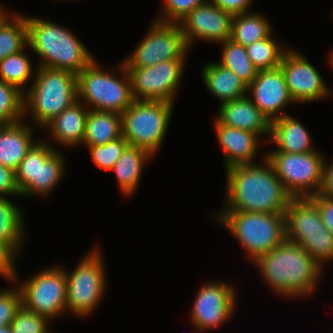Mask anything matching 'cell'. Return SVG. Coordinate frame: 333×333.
Instances as JSON below:
<instances>
[{
	"label": "cell",
	"instance_id": "23",
	"mask_svg": "<svg viewBox=\"0 0 333 333\" xmlns=\"http://www.w3.org/2000/svg\"><path fill=\"white\" fill-rule=\"evenodd\" d=\"M203 80L208 90L222 102H229L246 96L248 85L232 70L219 63H209L203 68Z\"/></svg>",
	"mask_w": 333,
	"mask_h": 333
},
{
	"label": "cell",
	"instance_id": "25",
	"mask_svg": "<svg viewBox=\"0 0 333 333\" xmlns=\"http://www.w3.org/2000/svg\"><path fill=\"white\" fill-rule=\"evenodd\" d=\"M121 136V114L89 109L83 140L88 147L103 145Z\"/></svg>",
	"mask_w": 333,
	"mask_h": 333
},
{
	"label": "cell",
	"instance_id": "32",
	"mask_svg": "<svg viewBox=\"0 0 333 333\" xmlns=\"http://www.w3.org/2000/svg\"><path fill=\"white\" fill-rule=\"evenodd\" d=\"M21 50L0 61V80L16 86L20 91L23 84L32 76V67L28 57Z\"/></svg>",
	"mask_w": 333,
	"mask_h": 333
},
{
	"label": "cell",
	"instance_id": "6",
	"mask_svg": "<svg viewBox=\"0 0 333 333\" xmlns=\"http://www.w3.org/2000/svg\"><path fill=\"white\" fill-rule=\"evenodd\" d=\"M286 239L300 245L320 266L333 259V234L317 205L309 198H292L285 212Z\"/></svg>",
	"mask_w": 333,
	"mask_h": 333
},
{
	"label": "cell",
	"instance_id": "38",
	"mask_svg": "<svg viewBox=\"0 0 333 333\" xmlns=\"http://www.w3.org/2000/svg\"><path fill=\"white\" fill-rule=\"evenodd\" d=\"M318 207L323 223L333 234V199L321 196L319 193L309 197Z\"/></svg>",
	"mask_w": 333,
	"mask_h": 333
},
{
	"label": "cell",
	"instance_id": "14",
	"mask_svg": "<svg viewBox=\"0 0 333 333\" xmlns=\"http://www.w3.org/2000/svg\"><path fill=\"white\" fill-rule=\"evenodd\" d=\"M19 290L22 305L48 319L66 310L67 282L65 270L51 268L42 271L25 283Z\"/></svg>",
	"mask_w": 333,
	"mask_h": 333
},
{
	"label": "cell",
	"instance_id": "27",
	"mask_svg": "<svg viewBox=\"0 0 333 333\" xmlns=\"http://www.w3.org/2000/svg\"><path fill=\"white\" fill-rule=\"evenodd\" d=\"M271 26L258 14L233 15L230 39L247 47L255 41L266 38L271 33Z\"/></svg>",
	"mask_w": 333,
	"mask_h": 333
},
{
	"label": "cell",
	"instance_id": "29",
	"mask_svg": "<svg viewBox=\"0 0 333 333\" xmlns=\"http://www.w3.org/2000/svg\"><path fill=\"white\" fill-rule=\"evenodd\" d=\"M22 214L19 208L4 197H0V241L14 252L18 251L23 237Z\"/></svg>",
	"mask_w": 333,
	"mask_h": 333
},
{
	"label": "cell",
	"instance_id": "41",
	"mask_svg": "<svg viewBox=\"0 0 333 333\" xmlns=\"http://www.w3.org/2000/svg\"><path fill=\"white\" fill-rule=\"evenodd\" d=\"M252 1L253 0H212L210 2L232 15H237L246 13L247 8L250 6Z\"/></svg>",
	"mask_w": 333,
	"mask_h": 333
},
{
	"label": "cell",
	"instance_id": "36",
	"mask_svg": "<svg viewBox=\"0 0 333 333\" xmlns=\"http://www.w3.org/2000/svg\"><path fill=\"white\" fill-rule=\"evenodd\" d=\"M204 3V0H166L164 4L166 17L158 19V21L179 24L188 13Z\"/></svg>",
	"mask_w": 333,
	"mask_h": 333
},
{
	"label": "cell",
	"instance_id": "35",
	"mask_svg": "<svg viewBox=\"0 0 333 333\" xmlns=\"http://www.w3.org/2000/svg\"><path fill=\"white\" fill-rule=\"evenodd\" d=\"M48 320L47 317L21 305L10 324V328L12 333H50L47 328Z\"/></svg>",
	"mask_w": 333,
	"mask_h": 333
},
{
	"label": "cell",
	"instance_id": "44",
	"mask_svg": "<svg viewBox=\"0 0 333 333\" xmlns=\"http://www.w3.org/2000/svg\"><path fill=\"white\" fill-rule=\"evenodd\" d=\"M6 17V15H4V12L2 11V9L0 8V22Z\"/></svg>",
	"mask_w": 333,
	"mask_h": 333
},
{
	"label": "cell",
	"instance_id": "22",
	"mask_svg": "<svg viewBox=\"0 0 333 333\" xmlns=\"http://www.w3.org/2000/svg\"><path fill=\"white\" fill-rule=\"evenodd\" d=\"M271 122V141L278 145L273 152L304 153L315 151L310 146V135L302 124L289 115H278Z\"/></svg>",
	"mask_w": 333,
	"mask_h": 333
},
{
	"label": "cell",
	"instance_id": "40",
	"mask_svg": "<svg viewBox=\"0 0 333 333\" xmlns=\"http://www.w3.org/2000/svg\"><path fill=\"white\" fill-rule=\"evenodd\" d=\"M4 194L20 195V191L16 183L15 171L0 164V197H4Z\"/></svg>",
	"mask_w": 333,
	"mask_h": 333
},
{
	"label": "cell",
	"instance_id": "2",
	"mask_svg": "<svg viewBox=\"0 0 333 333\" xmlns=\"http://www.w3.org/2000/svg\"><path fill=\"white\" fill-rule=\"evenodd\" d=\"M255 263L276 292L290 297L310 294L322 269L300 245L287 239Z\"/></svg>",
	"mask_w": 333,
	"mask_h": 333
},
{
	"label": "cell",
	"instance_id": "28",
	"mask_svg": "<svg viewBox=\"0 0 333 333\" xmlns=\"http://www.w3.org/2000/svg\"><path fill=\"white\" fill-rule=\"evenodd\" d=\"M13 18L12 22H8L7 17L0 22V61L28 44L26 17L15 15Z\"/></svg>",
	"mask_w": 333,
	"mask_h": 333
},
{
	"label": "cell",
	"instance_id": "20",
	"mask_svg": "<svg viewBox=\"0 0 333 333\" xmlns=\"http://www.w3.org/2000/svg\"><path fill=\"white\" fill-rule=\"evenodd\" d=\"M215 126L218 140L226 154V169L235 165L251 164L257 152L258 135L220 124L218 121Z\"/></svg>",
	"mask_w": 333,
	"mask_h": 333
},
{
	"label": "cell",
	"instance_id": "8",
	"mask_svg": "<svg viewBox=\"0 0 333 333\" xmlns=\"http://www.w3.org/2000/svg\"><path fill=\"white\" fill-rule=\"evenodd\" d=\"M119 70L124 73L123 80L99 69L92 61L77 75L78 100H86L91 110L116 112L122 114L134 101L129 74L124 63Z\"/></svg>",
	"mask_w": 333,
	"mask_h": 333
},
{
	"label": "cell",
	"instance_id": "5",
	"mask_svg": "<svg viewBox=\"0 0 333 333\" xmlns=\"http://www.w3.org/2000/svg\"><path fill=\"white\" fill-rule=\"evenodd\" d=\"M218 218L247 249L253 262L286 239L284 213L223 211Z\"/></svg>",
	"mask_w": 333,
	"mask_h": 333
},
{
	"label": "cell",
	"instance_id": "31",
	"mask_svg": "<svg viewBox=\"0 0 333 333\" xmlns=\"http://www.w3.org/2000/svg\"><path fill=\"white\" fill-rule=\"evenodd\" d=\"M247 55L253 66L258 70H271L280 66L286 50L280 48L272 39L271 33L261 40L246 47Z\"/></svg>",
	"mask_w": 333,
	"mask_h": 333
},
{
	"label": "cell",
	"instance_id": "10",
	"mask_svg": "<svg viewBox=\"0 0 333 333\" xmlns=\"http://www.w3.org/2000/svg\"><path fill=\"white\" fill-rule=\"evenodd\" d=\"M63 161L46 142L34 143L15 171L20 195L38 193L47 196L63 175Z\"/></svg>",
	"mask_w": 333,
	"mask_h": 333
},
{
	"label": "cell",
	"instance_id": "34",
	"mask_svg": "<svg viewBox=\"0 0 333 333\" xmlns=\"http://www.w3.org/2000/svg\"><path fill=\"white\" fill-rule=\"evenodd\" d=\"M128 146L127 140L121 136L103 145L89 146L94 163L101 169L109 171L121 157Z\"/></svg>",
	"mask_w": 333,
	"mask_h": 333
},
{
	"label": "cell",
	"instance_id": "26",
	"mask_svg": "<svg viewBox=\"0 0 333 333\" xmlns=\"http://www.w3.org/2000/svg\"><path fill=\"white\" fill-rule=\"evenodd\" d=\"M151 156L152 154L145 149L128 145L115 162L111 171H115L119 187L125 195H131L136 189L141 178L143 163Z\"/></svg>",
	"mask_w": 333,
	"mask_h": 333
},
{
	"label": "cell",
	"instance_id": "9",
	"mask_svg": "<svg viewBox=\"0 0 333 333\" xmlns=\"http://www.w3.org/2000/svg\"><path fill=\"white\" fill-rule=\"evenodd\" d=\"M265 158L270 162L284 189L292 198L310 197L320 192L326 162L317 151L272 152ZM308 188H311V191Z\"/></svg>",
	"mask_w": 333,
	"mask_h": 333
},
{
	"label": "cell",
	"instance_id": "30",
	"mask_svg": "<svg viewBox=\"0 0 333 333\" xmlns=\"http://www.w3.org/2000/svg\"><path fill=\"white\" fill-rule=\"evenodd\" d=\"M224 45L220 65L232 70L249 85L256 77L258 70L247 55L246 47L230 38L222 42Z\"/></svg>",
	"mask_w": 333,
	"mask_h": 333
},
{
	"label": "cell",
	"instance_id": "13",
	"mask_svg": "<svg viewBox=\"0 0 333 333\" xmlns=\"http://www.w3.org/2000/svg\"><path fill=\"white\" fill-rule=\"evenodd\" d=\"M185 59H173L145 68H126L134 100L165 101L173 103Z\"/></svg>",
	"mask_w": 333,
	"mask_h": 333
},
{
	"label": "cell",
	"instance_id": "1",
	"mask_svg": "<svg viewBox=\"0 0 333 333\" xmlns=\"http://www.w3.org/2000/svg\"><path fill=\"white\" fill-rule=\"evenodd\" d=\"M264 160L266 166L262 167L251 163L226 169L228 209L225 211L285 214L292 196L270 162Z\"/></svg>",
	"mask_w": 333,
	"mask_h": 333
},
{
	"label": "cell",
	"instance_id": "45",
	"mask_svg": "<svg viewBox=\"0 0 333 333\" xmlns=\"http://www.w3.org/2000/svg\"><path fill=\"white\" fill-rule=\"evenodd\" d=\"M330 63H331V65L333 66V54H331V57H330Z\"/></svg>",
	"mask_w": 333,
	"mask_h": 333
},
{
	"label": "cell",
	"instance_id": "33",
	"mask_svg": "<svg viewBox=\"0 0 333 333\" xmlns=\"http://www.w3.org/2000/svg\"><path fill=\"white\" fill-rule=\"evenodd\" d=\"M24 94L16 86L0 80V122L12 124L24 116Z\"/></svg>",
	"mask_w": 333,
	"mask_h": 333
},
{
	"label": "cell",
	"instance_id": "17",
	"mask_svg": "<svg viewBox=\"0 0 333 333\" xmlns=\"http://www.w3.org/2000/svg\"><path fill=\"white\" fill-rule=\"evenodd\" d=\"M234 290L227 283H212L198 292L192 309V322L200 330L215 328L227 320L235 306Z\"/></svg>",
	"mask_w": 333,
	"mask_h": 333
},
{
	"label": "cell",
	"instance_id": "42",
	"mask_svg": "<svg viewBox=\"0 0 333 333\" xmlns=\"http://www.w3.org/2000/svg\"><path fill=\"white\" fill-rule=\"evenodd\" d=\"M319 194L329 199H333V163L331 166L324 164L323 182Z\"/></svg>",
	"mask_w": 333,
	"mask_h": 333
},
{
	"label": "cell",
	"instance_id": "37",
	"mask_svg": "<svg viewBox=\"0 0 333 333\" xmlns=\"http://www.w3.org/2000/svg\"><path fill=\"white\" fill-rule=\"evenodd\" d=\"M22 305L20 290L0 291V327L10 325Z\"/></svg>",
	"mask_w": 333,
	"mask_h": 333
},
{
	"label": "cell",
	"instance_id": "16",
	"mask_svg": "<svg viewBox=\"0 0 333 333\" xmlns=\"http://www.w3.org/2000/svg\"><path fill=\"white\" fill-rule=\"evenodd\" d=\"M233 15L211 2L197 6L179 23L184 40L189 48L194 38L218 41L231 37Z\"/></svg>",
	"mask_w": 333,
	"mask_h": 333
},
{
	"label": "cell",
	"instance_id": "24",
	"mask_svg": "<svg viewBox=\"0 0 333 333\" xmlns=\"http://www.w3.org/2000/svg\"><path fill=\"white\" fill-rule=\"evenodd\" d=\"M83 109L79 100L63 110L47 125L54 138L64 145L83 143L88 109Z\"/></svg>",
	"mask_w": 333,
	"mask_h": 333
},
{
	"label": "cell",
	"instance_id": "21",
	"mask_svg": "<svg viewBox=\"0 0 333 333\" xmlns=\"http://www.w3.org/2000/svg\"><path fill=\"white\" fill-rule=\"evenodd\" d=\"M22 123L0 127V164L16 171L28 150L33 146L31 129Z\"/></svg>",
	"mask_w": 333,
	"mask_h": 333
},
{
	"label": "cell",
	"instance_id": "18",
	"mask_svg": "<svg viewBox=\"0 0 333 333\" xmlns=\"http://www.w3.org/2000/svg\"><path fill=\"white\" fill-rule=\"evenodd\" d=\"M248 89L253 94L252 102L270 122L279 118L276 114L284 105L293 102L280 67L258 71Z\"/></svg>",
	"mask_w": 333,
	"mask_h": 333
},
{
	"label": "cell",
	"instance_id": "19",
	"mask_svg": "<svg viewBox=\"0 0 333 333\" xmlns=\"http://www.w3.org/2000/svg\"><path fill=\"white\" fill-rule=\"evenodd\" d=\"M216 120L220 124L247 130L259 136L271 134V122L247 96L221 103Z\"/></svg>",
	"mask_w": 333,
	"mask_h": 333
},
{
	"label": "cell",
	"instance_id": "11",
	"mask_svg": "<svg viewBox=\"0 0 333 333\" xmlns=\"http://www.w3.org/2000/svg\"><path fill=\"white\" fill-rule=\"evenodd\" d=\"M100 252L97 249L81 261L75 270L66 274L67 310L75 315L87 316L103 296L105 276Z\"/></svg>",
	"mask_w": 333,
	"mask_h": 333
},
{
	"label": "cell",
	"instance_id": "43",
	"mask_svg": "<svg viewBox=\"0 0 333 333\" xmlns=\"http://www.w3.org/2000/svg\"><path fill=\"white\" fill-rule=\"evenodd\" d=\"M0 333H12L10 325L0 327Z\"/></svg>",
	"mask_w": 333,
	"mask_h": 333
},
{
	"label": "cell",
	"instance_id": "15",
	"mask_svg": "<svg viewBox=\"0 0 333 333\" xmlns=\"http://www.w3.org/2000/svg\"><path fill=\"white\" fill-rule=\"evenodd\" d=\"M279 67L284 74L289 94L294 102H311L328 95L327 85L306 57L287 50L282 56Z\"/></svg>",
	"mask_w": 333,
	"mask_h": 333
},
{
	"label": "cell",
	"instance_id": "7",
	"mask_svg": "<svg viewBox=\"0 0 333 333\" xmlns=\"http://www.w3.org/2000/svg\"><path fill=\"white\" fill-rule=\"evenodd\" d=\"M172 105L165 101L134 100L121 114L122 136L128 145L154 155L167 131Z\"/></svg>",
	"mask_w": 333,
	"mask_h": 333
},
{
	"label": "cell",
	"instance_id": "39",
	"mask_svg": "<svg viewBox=\"0 0 333 333\" xmlns=\"http://www.w3.org/2000/svg\"><path fill=\"white\" fill-rule=\"evenodd\" d=\"M16 253L5 243L0 241V275L15 279L14 255Z\"/></svg>",
	"mask_w": 333,
	"mask_h": 333
},
{
	"label": "cell",
	"instance_id": "4",
	"mask_svg": "<svg viewBox=\"0 0 333 333\" xmlns=\"http://www.w3.org/2000/svg\"><path fill=\"white\" fill-rule=\"evenodd\" d=\"M35 78L28 97L24 95V112L32 108L34 121L44 127L78 100L77 75L40 66Z\"/></svg>",
	"mask_w": 333,
	"mask_h": 333
},
{
	"label": "cell",
	"instance_id": "12",
	"mask_svg": "<svg viewBox=\"0 0 333 333\" xmlns=\"http://www.w3.org/2000/svg\"><path fill=\"white\" fill-rule=\"evenodd\" d=\"M188 46L179 24L155 21L150 32L123 63L125 68H145L158 62L184 59Z\"/></svg>",
	"mask_w": 333,
	"mask_h": 333
},
{
	"label": "cell",
	"instance_id": "3",
	"mask_svg": "<svg viewBox=\"0 0 333 333\" xmlns=\"http://www.w3.org/2000/svg\"><path fill=\"white\" fill-rule=\"evenodd\" d=\"M27 41L43 61L40 66L78 75L94 58L67 29L34 17H26Z\"/></svg>",
	"mask_w": 333,
	"mask_h": 333
}]
</instances>
